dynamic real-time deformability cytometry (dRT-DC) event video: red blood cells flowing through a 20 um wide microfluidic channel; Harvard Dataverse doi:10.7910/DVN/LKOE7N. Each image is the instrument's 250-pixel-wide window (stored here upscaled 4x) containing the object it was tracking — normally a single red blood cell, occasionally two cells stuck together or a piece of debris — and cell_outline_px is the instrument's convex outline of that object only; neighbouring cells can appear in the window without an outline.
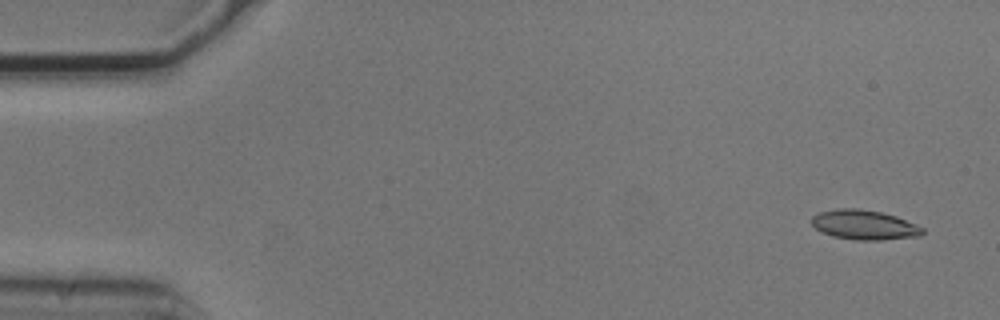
{"species": "common noctule bat (a hibernating species)", "species_latin": "Nyctalus noctula", "temperature_condition": "cold", "stored_images_in_passage": 5, "camera_frame_rate_fps": 3000, "um_per_image_px": 0.085, "animal": {"sex": "male", "body_mass_g": 20.5, "forearm_length_mm": 52.5}, "frame": {"image": 1, "passage_image": 1, "time_ms": 0.0, "image_size_px": [1000, 320], "cell_outline_px": [[924, 232], [920, 236], [880, 240], [856, 240], [832, 236], [820, 232], [812, 224], [812, 216], [820, 212], [836, 208], [860, 208], [880, 212], [896, 216], [916, 224], [924, 228]], "centroid_in_image_um": [73.46, 19.11], "position_along_channel_um": 11.5, "area_um2": 19.25}}
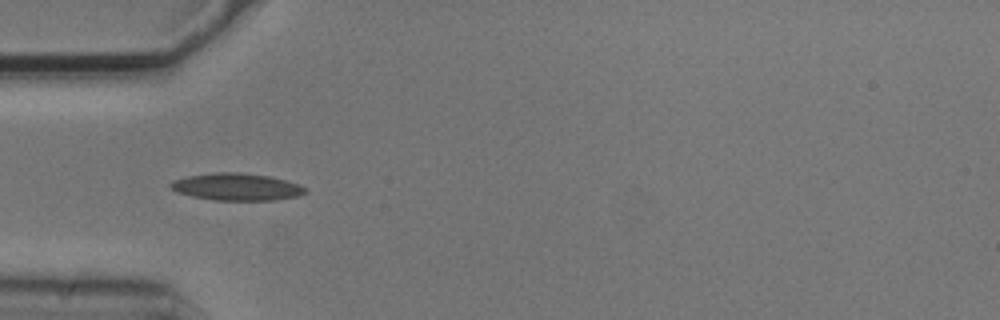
{"frame": {"image": 2, "passage_image": 5, "time_ms": 1.333, "image_size_px": [1000, 320], "cell_outline_px": [[308, 192], [300, 196], [272, 200], [212, 200], [192, 196], [176, 192], [168, 184], [172, 180], [188, 176], [216, 172], [240, 172], [268, 176], [300, 184], [308, 188]], "centroid_in_image_um": [20.14, 15.88], "position_along_channel_um": 64.9, "area_um2": 21.44}}